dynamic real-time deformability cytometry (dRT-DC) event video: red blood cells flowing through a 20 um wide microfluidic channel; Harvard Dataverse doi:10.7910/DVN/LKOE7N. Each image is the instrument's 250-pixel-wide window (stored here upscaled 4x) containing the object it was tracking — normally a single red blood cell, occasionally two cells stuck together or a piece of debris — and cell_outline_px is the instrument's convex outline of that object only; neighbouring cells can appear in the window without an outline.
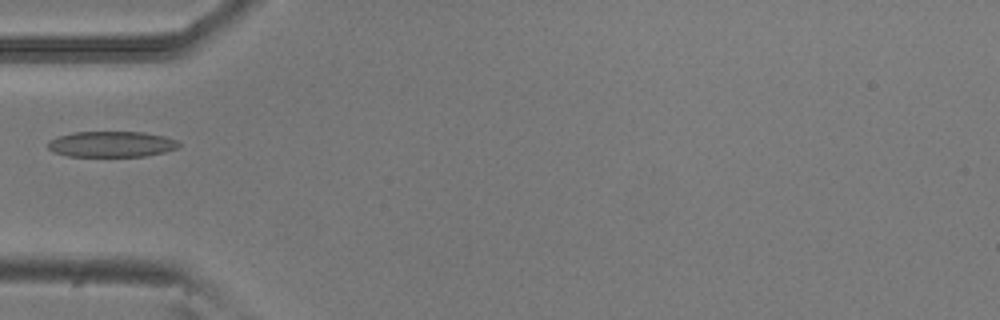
{"species": "common noctule bat (a hibernating species)", "species_latin": "Nyctalus noctula", "temperature_condition": "room temperature", "stored_images_in_passage": 5, "camera_frame_rate_fps": 3000, "um_per_image_px": 0.085, "animal": {"sex": "male", "body_mass_g": 20.5, "forearm_length_mm": 52.5}, "frame": {"image": 1, "passage_image": 5, "time_ms": 1.333, "image_size_px": [1000, 320], "cell_outline_px": [[180, 148], [164, 152], [144, 156], [68, 156], [56, 152], [48, 148], [48, 140], [56, 136], [72, 132], [144, 132], [164, 136], [176, 140], [180, 144]], "centroid_in_image_um": [9.48, 12.24], "position_along_channel_um": 75.5, "area_um2": 19.71}}